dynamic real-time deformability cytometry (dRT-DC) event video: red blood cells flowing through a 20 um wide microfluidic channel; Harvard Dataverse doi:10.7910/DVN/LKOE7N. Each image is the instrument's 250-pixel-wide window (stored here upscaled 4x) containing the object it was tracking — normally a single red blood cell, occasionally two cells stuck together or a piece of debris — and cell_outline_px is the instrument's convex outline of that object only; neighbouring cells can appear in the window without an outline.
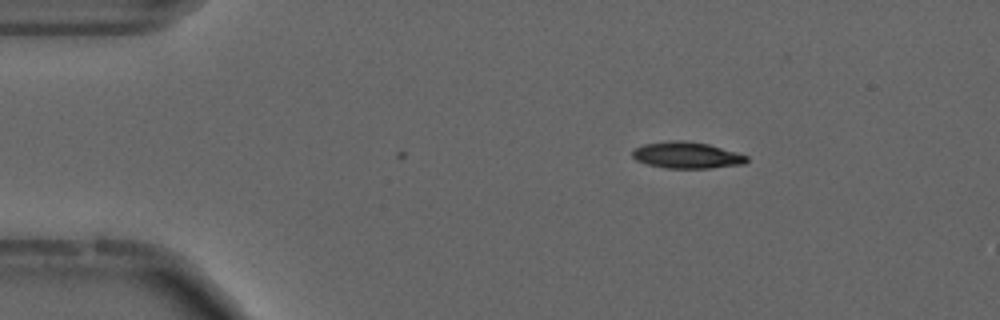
{"species": "common noctule bat (a hibernating species)", "species_latin": "Nyctalus noctula", "temperature_condition": "cold", "stored_images_in_passage": 3, "camera_frame_rate_fps": 3000, "um_per_image_px": 0.085, "animal": {"sex": "male", "forearm_length_mm": 52.5}, "frame": {"image": 1, "passage_image": 1, "time_ms": 0.0, "image_size_px": [1000, 320], "cell_outline_px": [[748, 160], [744, 164], [712, 168], [664, 168], [648, 164], [636, 160], [632, 156], [632, 152], [636, 148], [644, 144], [672, 140], [684, 140], [708, 144], [748, 156]], "centroid_in_image_um": [58.38, 13.19], "position_along_channel_um": 26.6, "area_um2": 17.51}}